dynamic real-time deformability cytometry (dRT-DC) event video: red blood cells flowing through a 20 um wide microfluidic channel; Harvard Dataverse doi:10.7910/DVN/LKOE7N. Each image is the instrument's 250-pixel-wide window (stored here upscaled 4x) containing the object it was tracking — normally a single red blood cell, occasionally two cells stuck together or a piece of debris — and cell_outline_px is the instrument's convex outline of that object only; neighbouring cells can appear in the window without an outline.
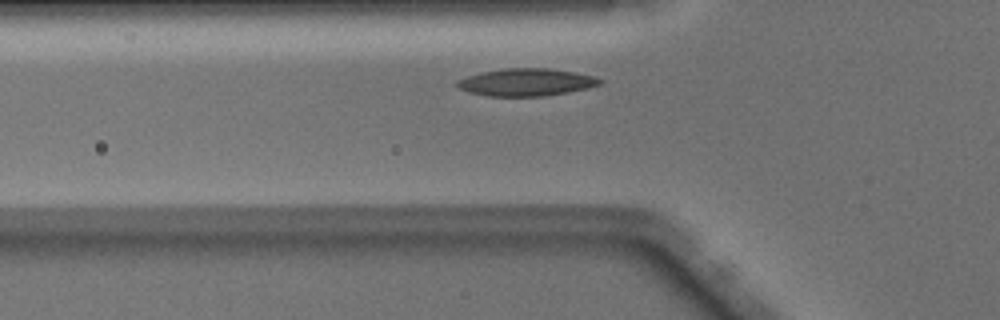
{"species": "Egyptian fruit bat (a non-hibernating species)", "species_latin": "Rousettus aegyptiacus", "temperature_condition": "warm", "stored_images_in_passage": 31, "camera_frame_rate_fps": 3000, "um_per_image_px": 0.085, "animal": {"sex": "male"}, "frame": {"image": 1, "passage_image": 2, "time_ms": 0.333, "image_size_px": [1000, 320], "cell_outline_px": [[604, 80], [600, 84], [588, 88], [544, 96], [488, 96], [468, 92], [460, 88], [456, 84], [456, 80], [480, 72], [504, 68], [548, 68], [576, 72], [592, 76]], "centroid_in_image_um": [44.72, 6.98], "position_along_channel_um": 81.1, "area_um2": 22.77}}
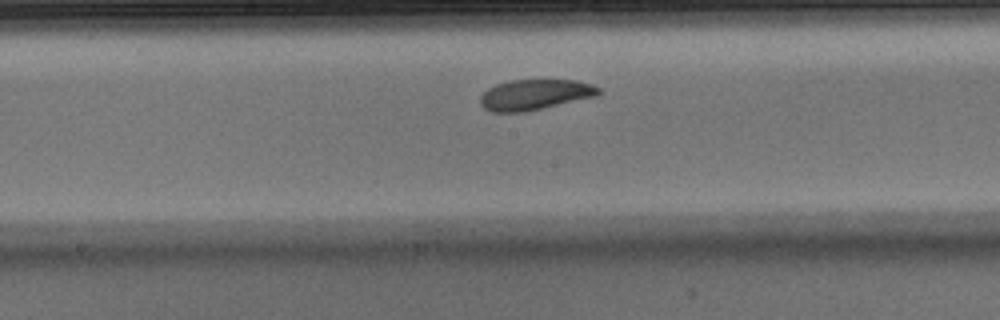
{"frame": {"image": 2, "passage_image": 11, "time_ms": 3.333, "image_size_px": [1000, 320], "cell_outline_px": [[600, 92], [596, 96], [524, 112], [492, 112], [484, 108], [480, 104], [480, 96], [488, 88], [496, 84], [512, 80], [576, 80], [592, 84], [600, 88]], "centroid_in_image_um": [45.44, 8.04], "position_along_channel_um": 202.8, "area_um2": 20.92}}
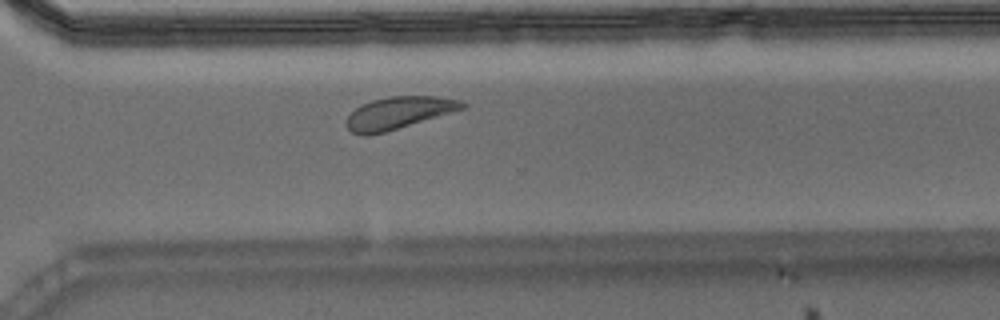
{"frame": {"image": 3, "passage_image": 21, "time_ms": 6.667, "image_size_px": [1000, 320], "cell_outline_px": [[468, 108], [384, 132], [368, 136], [364, 136], [352, 132], [348, 128], [348, 116], [360, 104], [372, 100], [388, 96], [436, 96], [460, 100], [468, 104]], "centroid_in_image_um": [33.94, 9.58], "position_along_channel_um": 336.7, "area_um2": 21.73}, "authors_computed_cell_mechanics": {"area_um2": 21.7328, "velocity_mm_per_s": 4.0286, "shape_relaxation_time_tau1_ms": 2.0628, "shape_relaxation_time_tau2_ms": null, "deformation_change_tau1": 0.0867, "deformation_change_tau2": null}}